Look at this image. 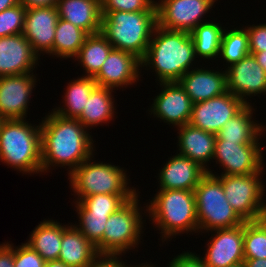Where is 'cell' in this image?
Returning a JSON list of instances; mask_svg holds the SVG:
<instances>
[{
	"label": "cell",
	"instance_id": "cell-38",
	"mask_svg": "<svg viewBox=\"0 0 266 267\" xmlns=\"http://www.w3.org/2000/svg\"><path fill=\"white\" fill-rule=\"evenodd\" d=\"M44 264L45 260L26 243L14 249V267H43Z\"/></svg>",
	"mask_w": 266,
	"mask_h": 267
},
{
	"label": "cell",
	"instance_id": "cell-30",
	"mask_svg": "<svg viewBox=\"0 0 266 267\" xmlns=\"http://www.w3.org/2000/svg\"><path fill=\"white\" fill-rule=\"evenodd\" d=\"M87 36L84 30L59 18L55 30L53 56L60 59L76 57Z\"/></svg>",
	"mask_w": 266,
	"mask_h": 267
},
{
	"label": "cell",
	"instance_id": "cell-7",
	"mask_svg": "<svg viewBox=\"0 0 266 267\" xmlns=\"http://www.w3.org/2000/svg\"><path fill=\"white\" fill-rule=\"evenodd\" d=\"M199 233L232 228L245 221L228 203L222 182L207 173L194 189Z\"/></svg>",
	"mask_w": 266,
	"mask_h": 267
},
{
	"label": "cell",
	"instance_id": "cell-40",
	"mask_svg": "<svg viewBox=\"0 0 266 267\" xmlns=\"http://www.w3.org/2000/svg\"><path fill=\"white\" fill-rule=\"evenodd\" d=\"M168 265V267H205L202 257L190 251L175 256Z\"/></svg>",
	"mask_w": 266,
	"mask_h": 267
},
{
	"label": "cell",
	"instance_id": "cell-37",
	"mask_svg": "<svg viewBox=\"0 0 266 267\" xmlns=\"http://www.w3.org/2000/svg\"><path fill=\"white\" fill-rule=\"evenodd\" d=\"M157 11L154 0H101V12Z\"/></svg>",
	"mask_w": 266,
	"mask_h": 267
},
{
	"label": "cell",
	"instance_id": "cell-39",
	"mask_svg": "<svg viewBox=\"0 0 266 267\" xmlns=\"http://www.w3.org/2000/svg\"><path fill=\"white\" fill-rule=\"evenodd\" d=\"M250 53L266 51V24L246 26Z\"/></svg>",
	"mask_w": 266,
	"mask_h": 267
},
{
	"label": "cell",
	"instance_id": "cell-8",
	"mask_svg": "<svg viewBox=\"0 0 266 267\" xmlns=\"http://www.w3.org/2000/svg\"><path fill=\"white\" fill-rule=\"evenodd\" d=\"M139 201L137 194L109 216L101 239V255H123L139 244L144 232Z\"/></svg>",
	"mask_w": 266,
	"mask_h": 267
},
{
	"label": "cell",
	"instance_id": "cell-6",
	"mask_svg": "<svg viewBox=\"0 0 266 267\" xmlns=\"http://www.w3.org/2000/svg\"><path fill=\"white\" fill-rule=\"evenodd\" d=\"M93 157L85 160L68 175L70 188L77 196V202L95 194H139L134 187L128 186L130 179L123 168L109 163L93 162Z\"/></svg>",
	"mask_w": 266,
	"mask_h": 267
},
{
	"label": "cell",
	"instance_id": "cell-11",
	"mask_svg": "<svg viewBox=\"0 0 266 267\" xmlns=\"http://www.w3.org/2000/svg\"><path fill=\"white\" fill-rule=\"evenodd\" d=\"M159 1L156 2L157 25L167 30L190 33L196 26L205 23L201 19L218 0Z\"/></svg>",
	"mask_w": 266,
	"mask_h": 267
},
{
	"label": "cell",
	"instance_id": "cell-23",
	"mask_svg": "<svg viewBox=\"0 0 266 267\" xmlns=\"http://www.w3.org/2000/svg\"><path fill=\"white\" fill-rule=\"evenodd\" d=\"M60 19L71 22L88 35L101 31V0H58Z\"/></svg>",
	"mask_w": 266,
	"mask_h": 267
},
{
	"label": "cell",
	"instance_id": "cell-32",
	"mask_svg": "<svg viewBox=\"0 0 266 267\" xmlns=\"http://www.w3.org/2000/svg\"><path fill=\"white\" fill-rule=\"evenodd\" d=\"M249 54V36L246 27L243 29L234 28L228 31L224 28L220 56L228 63V67Z\"/></svg>",
	"mask_w": 266,
	"mask_h": 267
},
{
	"label": "cell",
	"instance_id": "cell-43",
	"mask_svg": "<svg viewBox=\"0 0 266 267\" xmlns=\"http://www.w3.org/2000/svg\"><path fill=\"white\" fill-rule=\"evenodd\" d=\"M19 3L29 8H40V7H54L57 6L58 0H19Z\"/></svg>",
	"mask_w": 266,
	"mask_h": 267
},
{
	"label": "cell",
	"instance_id": "cell-46",
	"mask_svg": "<svg viewBox=\"0 0 266 267\" xmlns=\"http://www.w3.org/2000/svg\"><path fill=\"white\" fill-rule=\"evenodd\" d=\"M19 4V0H0V12Z\"/></svg>",
	"mask_w": 266,
	"mask_h": 267
},
{
	"label": "cell",
	"instance_id": "cell-4",
	"mask_svg": "<svg viewBox=\"0 0 266 267\" xmlns=\"http://www.w3.org/2000/svg\"><path fill=\"white\" fill-rule=\"evenodd\" d=\"M101 33L113 48L127 51L142 60L157 25V11L101 12Z\"/></svg>",
	"mask_w": 266,
	"mask_h": 267
},
{
	"label": "cell",
	"instance_id": "cell-33",
	"mask_svg": "<svg viewBox=\"0 0 266 267\" xmlns=\"http://www.w3.org/2000/svg\"><path fill=\"white\" fill-rule=\"evenodd\" d=\"M74 204H76L75 211L79 216V225L74 224V226L96 247L101 255V239L105 231V224L111 214L90 213L79 202L76 201Z\"/></svg>",
	"mask_w": 266,
	"mask_h": 267
},
{
	"label": "cell",
	"instance_id": "cell-2",
	"mask_svg": "<svg viewBox=\"0 0 266 267\" xmlns=\"http://www.w3.org/2000/svg\"><path fill=\"white\" fill-rule=\"evenodd\" d=\"M196 58L190 33L167 30L156 25L147 53L141 60V68L152 67L159 83L178 82L192 69V62Z\"/></svg>",
	"mask_w": 266,
	"mask_h": 267
},
{
	"label": "cell",
	"instance_id": "cell-5",
	"mask_svg": "<svg viewBox=\"0 0 266 267\" xmlns=\"http://www.w3.org/2000/svg\"><path fill=\"white\" fill-rule=\"evenodd\" d=\"M146 212L152 223L161 230L162 240L189 232H199L194 191L159 190Z\"/></svg>",
	"mask_w": 266,
	"mask_h": 267
},
{
	"label": "cell",
	"instance_id": "cell-47",
	"mask_svg": "<svg viewBox=\"0 0 266 267\" xmlns=\"http://www.w3.org/2000/svg\"><path fill=\"white\" fill-rule=\"evenodd\" d=\"M43 267H69V266L60 260H51V261H45Z\"/></svg>",
	"mask_w": 266,
	"mask_h": 267
},
{
	"label": "cell",
	"instance_id": "cell-48",
	"mask_svg": "<svg viewBox=\"0 0 266 267\" xmlns=\"http://www.w3.org/2000/svg\"><path fill=\"white\" fill-rule=\"evenodd\" d=\"M228 267H245V264H244V262H241V263H237V264H234V265H230Z\"/></svg>",
	"mask_w": 266,
	"mask_h": 267
},
{
	"label": "cell",
	"instance_id": "cell-3",
	"mask_svg": "<svg viewBox=\"0 0 266 267\" xmlns=\"http://www.w3.org/2000/svg\"><path fill=\"white\" fill-rule=\"evenodd\" d=\"M24 119L2 120L0 161L23 174L42 173L41 127Z\"/></svg>",
	"mask_w": 266,
	"mask_h": 267
},
{
	"label": "cell",
	"instance_id": "cell-42",
	"mask_svg": "<svg viewBox=\"0 0 266 267\" xmlns=\"http://www.w3.org/2000/svg\"><path fill=\"white\" fill-rule=\"evenodd\" d=\"M14 248L9 242L0 244V267H14Z\"/></svg>",
	"mask_w": 266,
	"mask_h": 267
},
{
	"label": "cell",
	"instance_id": "cell-15",
	"mask_svg": "<svg viewBox=\"0 0 266 267\" xmlns=\"http://www.w3.org/2000/svg\"><path fill=\"white\" fill-rule=\"evenodd\" d=\"M33 73L0 77V117L25 119L30 96L36 85Z\"/></svg>",
	"mask_w": 266,
	"mask_h": 267
},
{
	"label": "cell",
	"instance_id": "cell-19",
	"mask_svg": "<svg viewBox=\"0 0 266 267\" xmlns=\"http://www.w3.org/2000/svg\"><path fill=\"white\" fill-rule=\"evenodd\" d=\"M38 59L22 33L0 38V77L33 73Z\"/></svg>",
	"mask_w": 266,
	"mask_h": 267
},
{
	"label": "cell",
	"instance_id": "cell-29",
	"mask_svg": "<svg viewBox=\"0 0 266 267\" xmlns=\"http://www.w3.org/2000/svg\"><path fill=\"white\" fill-rule=\"evenodd\" d=\"M96 86L93 77L83 76L71 80L63 97L65 106L54 108L53 112L65 118L77 119L82 114L87 98Z\"/></svg>",
	"mask_w": 266,
	"mask_h": 267
},
{
	"label": "cell",
	"instance_id": "cell-44",
	"mask_svg": "<svg viewBox=\"0 0 266 267\" xmlns=\"http://www.w3.org/2000/svg\"><path fill=\"white\" fill-rule=\"evenodd\" d=\"M245 267H266V259H244Z\"/></svg>",
	"mask_w": 266,
	"mask_h": 267
},
{
	"label": "cell",
	"instance_id": "cell-35",
	"mask_svg": "<svg viewBox=\"0 0 266 267\" xmlns=\"http://www.w3.org/2000/svg\"><path fill=\"white\" fill-rule=\"evenodd\" d=\"M137 194H95L79 203L90 213L112 214Z\"/></svg>",
	"mask_w": 266,
	"mask_h": 267
},
{
	"label": "cell",
	"instance_id": "cell-1",
	"mask_svg": "<svg viewBox=\"0 0 266 267\" xmlns=\"http://www.w3.org/2000/svg\"><path fill=\"white\" fill-rule=\"evenodd\" d=\"M41 164L45 173L51 167L68 166V175L94 154L89 129L77 119L65 118L49 112L40 123Z\"/></svg>",
	"mask_w": 266,
	"mask_h": 267
},
{
	"label": "cell",
	"instance_id": "cell-16",
	"mask_svg": "<svg viewBox=\"0 0 266 267\" xmlns=\"http://www.w3.org/2000/svg\"><path fill=\"white\" fill-rule=\"evenodd\" d=\"M161 92L153 99L150 111L167 124L180 127L189 124L193 103L179 82L159 83Z\"/></svg>",
	"mask_w": 266,
	"mask_h": 267
},
{
	"label": "cell",
	"instance_id": "cell-9",
	"mask_svg": "<svg viewBox=\"0 0 266 267\" xmlns=\"http://www.w3.org/2000/svg\"><path fill=\"white\" fill-rule=\"evenodd\" d=\"M221 182L228 203L244 221H256L266 217L265 187L260 173L250 175H216Z\"/></svg>",
	"mask_w": 266,
	"mask_h": 267
},
{
	"label": "cell",
	"instance_id": "cell-24",
	"mask_svg": "<svg viewBox=\"0 0 266 267\" xmlns=\"http://www.w3.org/2000/svg\"><path fill=\"white\" fill-rule=\"evenodd\" d=\"M98 256L96 247L74 225L63 230L58 260L69 267H88Z\"/></svg>",
	"mask_w": 266,
	"mask_h": 267
},
{
	"label": "cell",
	"instance_id": "cell-26",
	"mask_svg": "<svg viewBox=\"0 0 266 267\" xmlns=\"http://www.w3.org/2000/svg\"><path fill=\"white\" fill-rule=\"evenodd\" d=\"M68 225H62L55 220H43L32 231L29 240L25 242L34 249L45 261L58 260L61 250L63 230Z\"/></svg>",
	"mask_w": 266,
	"mask_h": 267
},
{
	"label": "cell",
	"instance_id": "cell-31",
	"mask_svg": "<svg viewBox=\"0 0 266 267\" xmlns=\"http://www.w3.org/2000/svg\"><path fill=\"white\" fill-rule=\"evenodd\" d=\"M224 29L216 22H205L196 26L190 35L194 42L195 55L203 59H212L220 55Z\"/></svg>",
	"mask_w": 266,
	"mask_h": 267
},
{
	"label": "cell",
	"instance_id": "cell-13",
	"mask_svg": "<svg viewBox=\"0 0 266 267\" xmlns=\"http://www.w3.org/2000/svg\"><path fill=\"white\" fill-rule=\"evenodd\" d=\"M225 69L226 89L245 104H250L248 96L266 94V72L252 54Z\"/></svg>",
	"mask_w": 266,
	"mask_h": 267
},
{
	"label": "cell",
	"instance_id": "cell-49",
	"mask_svg": "<svg viewBox=\"0 0 266 267\" xmlns=\"http://www.w3.org/2000/svg\"><path fill=\"white\" fill-rule=\"evenodd\" d=\"M133 266H134V267H154L153 265H150V264H146V265H145V264H144V265H141V264H140V265H136V266L133 265ZM133 266H130V265H129L128 267H133Z\"/></svg>",
	"mask_w": 266,
	"mask_h": 267
},
{
	"label": "cell",
	"instance_id": "cell-22",
	"mask_svg": "<svg viewBox=\"0 0 266 267\" xmlns=\"http://www.w3.org/2000/svg\"><path fill=\"white\" fill-rule=\"evenodd\" d=\"M177 129L179 130L177 132L179 134V155L199 163L207 173H210L211 169L207 163L214 157L216 134L195 128L190 124H185Z\"/></svg>",
	"mask_w": 266,
	"mask_h": 267
},
{
	"label": "cell",
	"instance_id": "cell-14",
	"mask_svg": "<svg viewBox=\"0 0 266 267\" xmlns=\"http://www.w3.org/2000/svg\"><path fill=\"white\" fill-rule=\"evenodd\" d=\"M205 256V267H228L244 262V224L232 228L211 230Z\"/></svg>",
	"mask_w": 266,
	"mask_h": 267
},
{
	"label": "cell",
	"instance_id": "cell-17",
	"mask_svg": "<svg viewBox=\"0 0 266 267\" xmlns=\"http://www.w3.org/2000/svg\"><path fill=\"white\" fill-rule=\"evenodd\" d=\"M58 19L59 15L56 6L26 9L22 34L38 56L42 52L53 55Z\"/></svg>",
	"mask_w": 266,
	"mask_h": 267
},
{
	"label": "cell",
	"instance_id": "cell-36",
	"mask_svg": "<svg viewBox=\"0 0 266 267\" xmlns=\"http://www.w3.org/2000/svg\"><path fill=\"white\" fill-rule=\"evenodd\" d=\"M26 8L21 3L0 12V38L21 34Z\"/></svg>",
	"mask_w": 266,
	"mask_h": 267
},
{
	"label": "cell",
	"instance_id": "cell-28",
	"mask_svg": "<svg viewBox=\"0 0 266 267\" xmlns=\"http://www.w3.org/2000/svg\"><path fill=\"white\" fill-rule=\"evenodd\" d=\"M112 49V45L101 32L88 35L75 57L86 72L83 76L94 78Z\"/></svg>",
	"mask_w": 266,
	"mask_h": 267
},
{
	"label": "cell",
	"instance_id": "cell-27",
	"mask_svg": "<svg viewBox=\"0 0 266 267\" xmlns=\"http://www.w3.org/2000/svg\"><path fill=\"white\" fill-rule=\"evenodd\" d=\"M114 89L96 86L87 103L84 106L82 114L77 118L86 129L98 126L102 123H108L114 118V97L112 95Z\"/></svg>",
	"mask_w": 266,
	"mask_h": 267
},
{
	"label": "cell",
	"instance_id": "cell-10",
	"mask_svg": "<svg viewBox=\"0 0 266 267\" xmlns=\"http://www.w3.org/2000/svg\"><path fill=\"white\" fill-rule=\"evenodd\" d=\"M260 142L215 140L213 159L222 166L221 175H250L264 169Z\"/></svg>",
	"mask_w": 266,
	"mask_h": 267
},
{
	"label": "cell",
	"instance_id": "cell-25",
	"mask_svg": "<svg viewBox=\"0 0 266 267\" xmlns=\"http://www.w3.org/2000/svg\"><path fill=\"white\" fill-rule=\"evenodd\" d=\"M253 107L247 104L237 115L228 120L216 134L215 140L231 142H259L266 126L254 121ZM253 118V119H252Z\"/></svg>",
	"mask_w": 266,
	"mask_h": 267
},
{
	"label": "cell",
	"instance_id": "cell-41",
	"mask_svg": "<svg viewBox=\"0 0 266 267\" xmlns=\"http://www.w3.org/2000/svg\"><path fill=\"white\" fill-rule=\"evenodd\" d=\"M118 255H99L88 267H128Z\"/></svg>",
	"mask_w": 266,
	"mask_h": 267
},
{
	"label": "cell",
	"instance_id": "cell-12",
	"mask_svg": "<svg viewBox=\"0 0 266 267\" xmlns=\"http://www.w3.org/2000/svg\"><path fill=\"white\" fill-rule=\"evenodd\" d=\"M246 105L245 102L227 90L207 101L193 104L189 124L203 131L217 134L223 125Z\"/></svg>",
	"mask_w": 266,
	"mask_h": 267
},
{
	"label": "cell",
	"instance_id": "cell-21",
	"mask_svg": "<svg viewBox=\"0 0 266 267\" xmlns=\"http://www.w3.org/2000/svg\"><path fill=\"white\" fill-rule=\"evenodd\" d=\"M195 68L190 69L178 81L193 104L207 101L227 91L225 71Z\"/></svg>",
	"mask_w": 266,
	"mask_h": 267
},
{
	"label": "cell",
	"instance_id": "cell-18",
	"mask_svg": "<svg viewBox=\"0 0 266 267\" xmlns=\"http://www.w3.org/2000/svg\"><path fill=\"white\" fill-rule=\"evenodd\" d=\"M140 67L141 60L134 54L113 48L94 80L97 86L126 88L139 81Z\"/></svg>",
	"mask_w": 266,
	"mask_h": 267
},
{
	"label": "cell",
	"instance_id": "cell-20",
	"mask_svg": "<svg viewBox=\"0 0 266 267\" xmlns=\"http://www.w3.org/2000/svg\"><path fill=\"white\" fill-rule=\"evenodd\" d=\"M169 159L158 174L159 190L194 191L200 180L207 174L206 169L199 163L178 153Z\"/></svg>",
	"mask_w": 266,
	"mask_h": 267
},
{
	"label": "cell",
	"instance_id": "cell-45",
	"mask_svg": "<svg viewBox=\"0 0 266 267\" xmlns=\"http://www.w3.org/2000/svg\"><path fill=\"white\" fill-rule=\"evenodd\" d=\"M250 54H252L256 58L258 64L266 72V51L257 52V53H250Z\"/></svg>",
	"mask_w": 266,
	"mask_h": 267
},
{
	"label": "cell",
	"instance_id": "cell-34",
	"mask_svg": "<svg viewBox=\"0 0 266 267\" xmlns=\"http://www.w3.org/2000/svg\"><path fill=\"white\" fill-rule=\"evenodd\" d=\"M244 259H266V217L244 223Z\"/></svg>",
	"mask_w": 266,
	"mask_h": 267
}]
</instances>
